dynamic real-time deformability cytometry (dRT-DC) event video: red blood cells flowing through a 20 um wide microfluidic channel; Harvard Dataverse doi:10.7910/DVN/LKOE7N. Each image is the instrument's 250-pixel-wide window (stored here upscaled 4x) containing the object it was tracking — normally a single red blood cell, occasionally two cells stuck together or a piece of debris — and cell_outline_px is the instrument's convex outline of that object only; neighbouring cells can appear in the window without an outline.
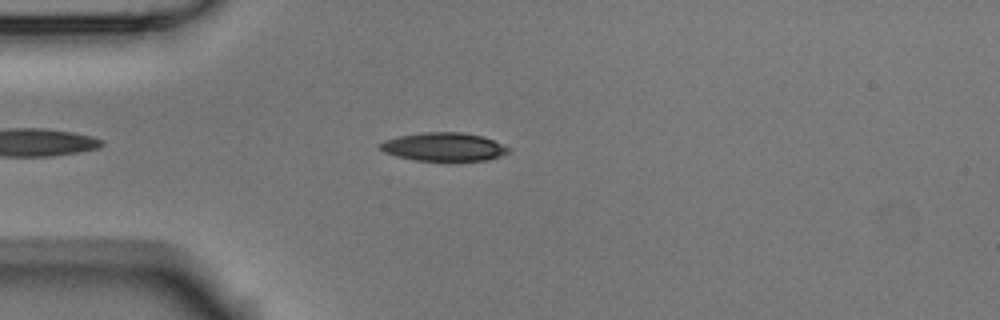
{"species": "Egyptian fruit bat (a non-hibernating species)", "species_latin": "Rousettus aegyptiacus", "temperature_condition": "room temperature", "stored_images_in_passage": 2, "camera_frame_rate_fps": 3000, "um_per_image_px": 0.085, "animal": {"sex": "male"}, "frame": {"image": 1, "passage_image": 1, "time_ms": 0.0, "image_size_px": [1000, 320], "cell_outline_px": [[512, 152], [488, 160], [416, 160], [396, 156], [384, 152], [376, 144], [384, 140], [400, 136], [424, 132], [460, 132], [484, 136], [512, 148]], "centroid_in_image_um": [37.76, 12.47], "position_along_channel_um": 47.2, "area_um2": 21.33}}